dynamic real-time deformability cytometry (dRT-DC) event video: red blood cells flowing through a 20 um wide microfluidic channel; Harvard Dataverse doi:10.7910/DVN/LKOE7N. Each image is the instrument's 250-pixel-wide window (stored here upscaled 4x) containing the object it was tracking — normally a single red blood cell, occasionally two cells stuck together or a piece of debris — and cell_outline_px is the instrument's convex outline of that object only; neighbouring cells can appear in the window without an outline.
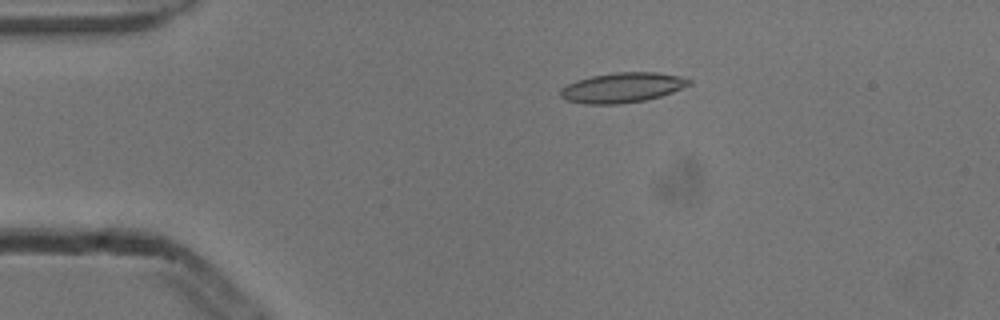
{"species": "common noctule bat (a hibernating species)", "species_latin": "Nyctalus noctula", "temperature_condition": "cold", "stored_images_in_passage": 5, "camera_frame_rate_fps": 3000, "um_per_image_px": 0.085, "animal": {"sex": "male", "body_mass_g": 13.3}, "frame": {"image": 1, "passage_image": 5, "time_ms": 1.333, "image_size_px": [1000, 320], "cell_outline_px": [[692, 84], [672, 92], [660, 96], [644, 100], [620, 104], [584, 104], [564, 100], [560, 96], [560, 88], [576, 80], [592, 76], [616, 72], [656, 72], [680, 76], [692, 80]], "centroid_in_image_um": [52.88, 7.45], "position_along_channel_um": 32.1, "area_um2": 22.54}}